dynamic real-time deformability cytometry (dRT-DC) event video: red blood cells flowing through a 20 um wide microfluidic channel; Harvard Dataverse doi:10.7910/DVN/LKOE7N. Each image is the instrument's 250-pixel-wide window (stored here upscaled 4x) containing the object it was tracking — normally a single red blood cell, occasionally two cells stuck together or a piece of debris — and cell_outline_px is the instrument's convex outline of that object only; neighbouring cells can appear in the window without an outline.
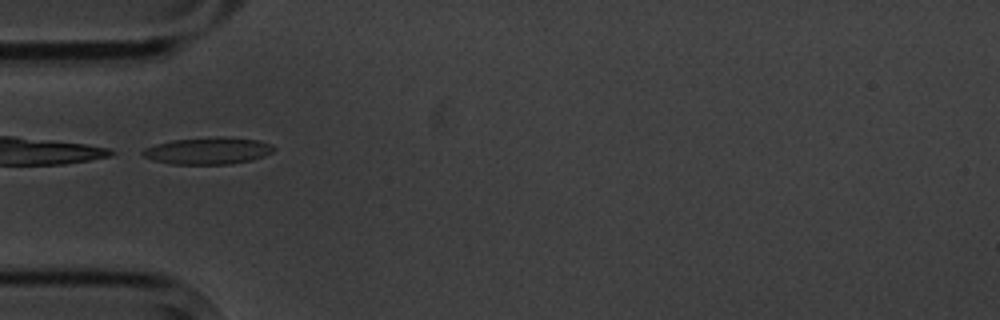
{"species": "common noctule bat (a hibernating species)", "species_latin": "Nyctalus noctula", "temperature_condition": "cold", "stored_images_in_passage": 12, "camera_frame_rate_fps": 3000, "um_per_image_px": 0.085, "animal": {"sex": "male", "body_mass_g": 20.1, "forearm_length_mm": 53.5}, "frame": {"image": 1, "passage_image": 4, "time_ms": 4.667, "image_size_px": [1000, 320], "cell_outline_px": [[276, 148], [272, 152], [264, 156], [252, 160], [232, 164], [172, 164], [152, 160], [144, 156], [140, 152], [144, 148], [156, 144], [172, 140], [216, 136], [220, 136], [260, 140], [272, 144]], "centroid_in_image_um": [17.7, 12.81], "position_along_channel_um": 67.3, "area_um2": 20.81}}
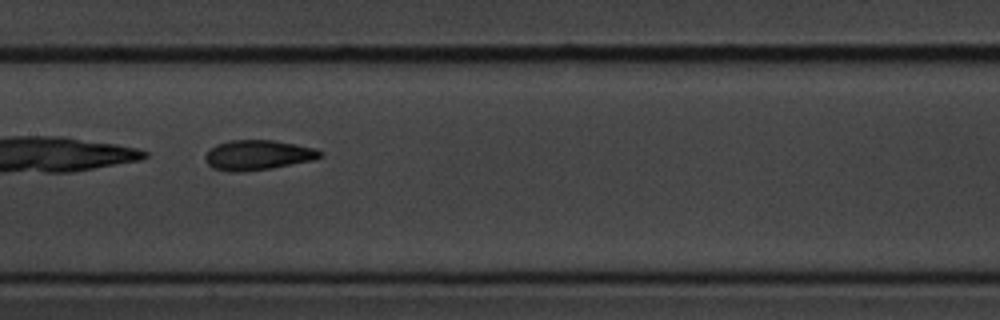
{"frame": {"image": 2, "passage_image": 7, "time_ms": 8.0, "image_size_px": [1000, 320], "cell_outline_px": [[324, 156], [312, 160], [272, 168], [244, 172], [228, 172], [212, 168], [204, 160], [204, 156], [216, 144], [228, 140], [276, 140], [316, 148], [324, 152]], "centroid_in_image_um": [21.93, 13.18], "position_along_channel_um": 185.5, "area_um2": 20.35}}
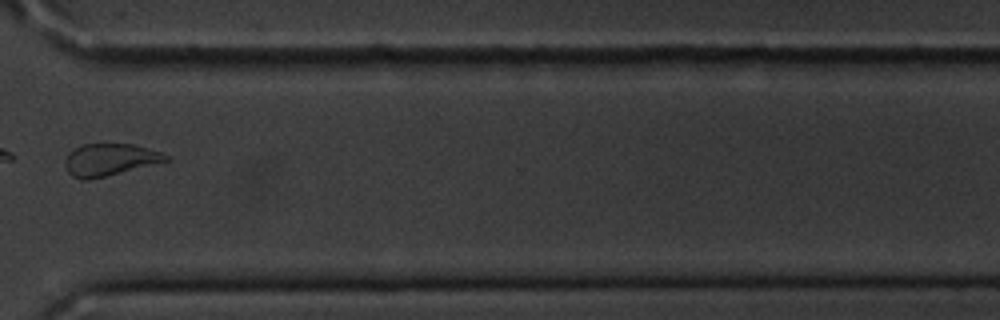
{"frame": {"image": 3, "passage_image": 11, "time_ms": 13.0, "image_size_px": [1000, 320], "cell_outline_px": [[172, 160], [88, 180], [80, 180], [72, 176], [68, 172], [64, 164], [64, 160], [68, 152], [72, 148], [84, 144], [132, 144], [160, 152], [168, 156]], "centroid_in_image_um": [9.28, 13.57], "position_along_channel_um": 361.3, "area_um2": 18.9}, "authors_computed_cell_mechanics": {"area_um2": 20.2589, "velocity_mm_per_s": 3.5257, "shape_relaxation_time_tau1_ms": 8.031, "shape_relaxation_time_tau2_ms": 1.0025, "deformation_change_tau1": 0.1508, "deformation_change_tau2": 0.0659}}